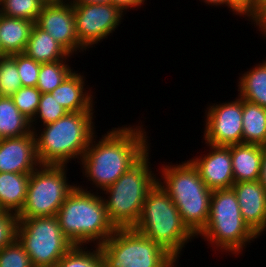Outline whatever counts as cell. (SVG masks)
<instances>
[{
  "label": "cell",
  "mask_w": 266,
  "mask_h": 267,
  "mask_svg": "<svg viewBox=\"0 0 266 267\" xmlns=\"http://www.w3.org/2000/svg\"><path fill=\"white\" fill-rule=\"evenodd\" d=\"M142 126L113 128L97 143L96 134L89 142L79 162L82 174L101 193L149 151L148 136Z\"/></svg>",
  "instance_id": "6da1fadb"
},
{
  "label": "cell",
  "mask_w": 266,
  "mask_h": 267,
  "mask_svg": "<svg viewBox=\"0 0 266 267\" xmlns=\"http://www.w3.org/2000/svg\"><path fill=\"white\" fill-rule=\"evenodd\" d=\"M93 113L68 112L57 121L44 125L40 132L34 131L40 164L67 166L72 159L80 160L95 135Z\"/></svg>",
  "instance_id": "7a4b0ae2"
},
{
  "label": "cell",
  "mask_w": 266,
  "mask_h": 267,
  "mask_svg": "<svg viewBox=\"0 0 266 267\" xmlns=\"http://www.w3.org/2000/svg\"><path fill=\"white\" fill-rule=\"evenodd\" d=\"M76 186L56 214L62 233L73 245H102L115 231L109 221L103 197ZM84 243V244H83Z\"/></svg>",
  "instance_id": "3957f363"
},
{
  "label": "cell",
  "mask_w": 266,
  "mask_h": 267,
  "mask_svg": "<svg viewBox=\"0 0 266 267\" xmlns=\"http://www.w3.org/2000/svg\"><path fill=\"white\" fill-rule=\"evenodd\" d=\"M132 229L153 240L175 260H179L182 248L196 237L183 223L179 210L158 181L146 194Z\"/></svg>",
  "instance_id": "277c9868"
},
{
  "label": "cell",
  "mask_w": 266,
  "mask_h": 267,
  "mask_svg": "<svg viewBox=\"0 0 266 267\" xmlns=\"http://www.w3.org/2000/svg\"><path fill=\"white\" fill-rule=\"evenodd\" d=\"M162 167V178L157 177V181L168 192L183 223L197 236L208 222L212 190L205 185L190 160Z\"/></svg>",
  "instance_id": "5b68a950"
},
{
  "label": "cell",
  "mask_w": 266,
  "mask_h": 267,
  "mask_svg": "<svg viewBox=\"0 0 266 267\" xmlns=\"http://www.w3.org/2000/svg\"><path fill=\"white\" fill-rule=\"evenodd\" d=\"M198 236L206 239L214 249L231 255H239L247 244L258 238L244 222L232 188L212 191L208 222Z\"/></svg>",
  "instance_id": "8992f818"
},
{
  "label": "cell",
  "mask_w": 266,
  "mask_h": 267,
  "mask_svg": "<svg viewBox=\"0 0 266 267\" xmlns=\"http://www.w3.org/2000/svg\"><path fill=\"white\" fill-rule=\"evenodd\" d=\"M149 159L148 151L111 186L103 190L109 195L103 201L108 219L115 228H132L136 224L146 194L157 182L158 176L151 171Z\"/></svg>",
  "instance_id": "52a82bcc"
},
{
  "label": "cell",
  "mask_w": 266,
  "mask_h": 267,
  "mask_svg": "<svg viewBox=\"0 0 266 267\" xmlns=\"http://www.w3.org/2000/svg\"><path fill=\"white\" fill-rule=\"evenodd\" d=\"M104 267H167L175 259L132 228H116L99 246Z\"/></svg>",
  "instance_id": "ba28073f"
},
{
  "label": "cell",
  "mask_w": 266,
  "mask_h": 267,
  "mask_svg": "<svg viewBox=\"0 0 266 267\" xmlns=\"http://www.w3.org/2000/svg\"><path fill=\"white\" fill-rule=\"evenodd\" d=\"M66 165H40L31 174L18 218L56 216L77 184L68 182Z\"/></svg>",
  "instance_id": "9c48e42d"
},
{
  "label": "cell",
  "mask_w": 266,
  "mask_h": 267,
  "mask_svg": "<svg viewBox=\"0 0 266 267\" xmlns=\"http://www.w3.org/2000/svg\"><path fill=\"white\" fill-rule=\"evenodd\" d=\"M17 239L34 267H54L74 246L56 216L19 218Z\"/></svg>",
  "instance_id": "30bf717a"
},
{
  "label": "cell",
  "mask_w": 266,
  "mask_h": 267,
  "mask_svg": "<svg viewBox=\"0 0 266 267\" xmlns=\"http://www.w3.org/2000/svg\"><path fill=\"white\" fill-rule=\"evenodd\" d=\"M73 9L76 34L85 51L108 38L124 19L123 11L113 3L73 4Z\"/></svg>",
  "instance_id": "8fae6325"
},
{
  "label": "cell",
  "mask_w": 266,
  "mask_h": 267,
  "mask_svg": "<svg viewBox=\"0 0 266 267\" xmlns=\"http://www.w3.org/2000/svg\"><path fill=\"white\" fill-rule=\"evenodd\" d=\"M206 112L204 140L217 146H230L242 143L243 99L210 105Z\"/></svg>",
  "instance_id": "7c38bea8"
},
{
  "label": "cell",
  "mask_w": 266,
  "mask_h": 267,
  "mask_svg": "<svg viewBox=\"0 0 266 267\" xmlns=\"http://www.w3.org/2000/svg\"><path fill=\"white\" fill-rule=\"evenodd\" d=\"M67 2V3H66ZM36 24L60 43L71 55L83 51L75 29L73 4L69 1L44 4Z\"/></svg>",
  "instance_id": "4fadbf2b"
},
{
  "label": "cell",
  "mask_w": 266,
  "mask_h": 267,
  "mask_svg": "<svg viewBox=\"0 0 266 267\" xmlns=\"http://www.w3.org/2000/svg\"><path fill=\"white\" fill-rule=\"evenodd\" d=\"M210 147L209 153L190 159L197 168L201 179L212 191L232 188L234 176L229 146H217L205 143Z\"/></svg>",
  "instance_id": "5bb4252c"
},
{
  "label": "cell",
  "mask_w": 266,
  "mask_h": 267,
  "mask_svg": "<svg viewBox=\"0 0 266 267\" xmlns=\"http://www.w3.org/2000/svg\"><path fill=\"white\" fill-rule=\"evenodd\" d=\"M35 134L0 139V172L32 173L40 166Z\"/></svg>",
  "instance_id": "9a60e30c"
},
{
  "label": "cell",
  "mask_w": 266,
  "mask_h": 267,
  "mask_svg": "<svg viewBox=\"0 0 266 267\" xmlns=\"http://www.w3.org/2000/svg\"><path fill=\"white\" fill-rule=\"evenodd\" d=\"M232 189L244 222L260 237L266 230V190L258 180L234 183Z\"/></svg>",
  "instance_id": "2e32d148"
},
{
  "label": "cell",
  "mask_w": 266,
  "mask_h": 267,
  "mask_svg": "<svg viewBox=\"0 0 266 267\" xmlns=\"http://www.w3.org/2000/svg\"><path fill=\"white\" fill-rule=\"evenodd\" d=\"M85 83L82 74L72 71L51 94L68 112L93 111L94 96L84 88Z\"/></svg>",
  "instance_id": "e0dca14e"
},
{
  "label": "cell",
  "mask_w": 266,
  "mask_h": 267,
  "mask_svg": "<svg viewBox=\"0 0 266 267\" xmlns=\"http://www.w3.org/2000/svg\"><path fill=\"white\" fill-rule=\"evenodd\" d=\"M229 147L231 149L234 183L257 181L261 168L262 146L239 143Z\"/></svg>",
  "instance_id": "ac0fdd59"
},
{
  "label": "cell",
  "mask_w": 266,
  "mask_h": 267,
  "mask_svg": "<svg viewBox=\"0 0 266 267\" xmlns=\"http://www.w3.org/2000/svg\"><path fill=\"white\" fill-rule=\"evenodd\" d=\"M29 58L39 63H53L66 60L72 55L45 30L36 23L30 34L26 48L23 52Z\"/></svg>",
  "instance_id": "d6986e66"
},
{
  "label": "cell",
  "mask_w": 266,
  "mask_h": 267,
  "mask_svg": "<svg viewBox=\"0 0 266 267\" xmlns=\"http://www.w3.org/2000/svg\"><path fill=\"white\" fill-rule=\"evenodd\" d=\"M35 22L0 14V43L6 55L23 53Z\"/></svg>",
  "instance_id": "ffe728a7"
},
{
  "label": "cell",
  "mask_w": 266,
  "mask_h": 267,
  "mask_svg": "<svg viewBox=\"0 0 266 267\" xmlns=\"http://www.w3.org/2000/svg\"><path fill=\"white\" fill-rule=\"evenodd\" d=\"M31 173L0 172V209L19 213L25 203Z\"/></svg>",
  "instance_id": "44dd1931"
},
{
  "label": "cell",
  "mask_w": 266,
  "mask_h": 267,
  "mask_svg": "<svg viewBox=\"0 0 266 267\" xmlns=\"http://www.w3.org/2000/svg\"><path fill=\"white\" fill-rule=\"evenodd\" d=\"M242 143L266 145V108L243 99Z\"/></svg>",
  "instance_id": "7402d4cb"
},
{
  "label": "cell",
  "mask_w": 266,
  "mask_h": 267,
  "mask_svg": "<svg viewBox=\"0 0 266 267\" xmlns=\"http://www.w3.org/2000/svg\"><path fill=\"white\" fill-rule=\"evenodd\" d=\"M31 132L30 120L18 110L12 98L0 96V139L20 137Z\"/></svg>",
  "instance_id": "603a6c76"
},
{
  "label": "cell",
  "mask_w": 266,
  "mask_h": 267,
  "mask_svg": "<svg viewBox=\"0 0 266 267\" xmlns=\"http://www.w3.org/2000/svg\"><path fill=\"white\" fill-rule=\"evenodd\" d=\"M239 77V97L266 108V61Z\"/></svg>",
  "instance_id": "cb8c5ba5"
},
{
  "label": "cell",
  "mask_w": 266,
  "mask_h": 267,
  "mask_svg": "<svg viewBox=\"0 0 266 267\" xmlns=\"http://www.w3.org/2000/svg\"><path fill=\"white\" fill-rule=\"evenodd\" d=\"M66 61L68 60L41 63L36 88L42 94L51 93L73 71Z\"/></svg>",
  "instance_id": "d4e9b609"
},
{
  "label": "cell",
  "mask_w": 266,
  "mask_h": 267,
  "mask_svg": "<svg viewBox=\"0 0 266 267\" xmlns=\"http://www.w3.org/2000/svg\"><path fill=\"white\" fill-rule=\"evenodd\" d=\"M95 248L91 251L87 246L74 245L54 267H104L100 248L97 245Z\"/></svg>",
  "instance_id": "484cf974"
},
{
  "label": "cell",
  "mask_w": 266,
  "mask_h": 267,
  "mask_svg": "<svg viewBox=\"0 0 266 267\" xmlns=\"http://www.w3.org/2000/svg\"><path fill=\"white\" fill-rule=\"evenodd\" d=\"M44 4L41 0H0V14L36 23Z\"/></svg>",
  "instance_id": "4316f807"
},
{
  "label": "cell",
  "mask_w": 266,
  "mask_h": 267,
  "mask_svg": "<svg viewBox=\"0 0 266 267\" xmlns=\"http://www.w3.org/2000/svg\"><path fill=\"white\" fill-rule=\"evenodd\" d=\"M22 87L16 54L0 58V96L11 97Z\"/></svg>",
  "instance_id": "83f0119b"
},
{
  "label": "cell",
  "mask_w": 266,
  "mask_h": 267,
  "mask_svg": "<svg viewBox=\"0 0 266 267\" xmlns=\"http://www.w3.org/2000/svg\"><path fill=\"white\" fill-rule=\"evenodd\" d=\"M67 113L68 111L62 105L58 104L51 93H43L39 101L37 112L34 118L30 121L32 131H36L34 125L38 122V118H40L39 122L42 121L40 123H43L42 126H44L57 121Z\"/></svg>",
  "instance_id": "f1b7e54d"
},
{
  "label": "cell",
  "mask_w": 266,
  "mask_h": 267,
  "mask_svg": "<svg viewBox=\"0 0 266 267\" xmlns=\"http://www.w3.org/2000/svg\"><path fill=\"white\" fill-rule=\"evenodd\" d=\"M42 93L36 87H21L11 96L18 110L30 121L34 118Z\"/></svg>",
  "instance_id": "f546056e"
},
{
  "label": "cell",
  "mask_w": 266,
  "mask_h": 267,
  "mask_svg": "<svg viewBox=\"0 0 266 267\" xmlns=\"http://www.w3.org/2000/svg\"><path fill=\"white\" fill-rule=\"evenodd\" d=\"M0 267H34L22 244L16 239L0 250Z\"/></svg>",
  "instance_id": "4dcf8cb0"
},
{
  "label": "cell",
  "mask_w": 266,
  "mask_h": 267,
  "mask_svg": "<svg viewBox=\"0 0 266 267\" xmlns=\"http://www.w3.org/2000/svg\"><path fill=\"white\" fill-rule=\"evenodd\" d=\"M16 64L22 87H36L41 63L29 58L24 53L16 54Z\"/></svg>",
  "instance_id": "1f68e13d"
},
{
  "label": "cell",
  "mask_w": 266,
  "mask_h": 267,
  "mask_svg": "<svg viewBox=\"0 0 266 267\" xmlns=\"http://www.w3.org/2000/svg\"><path fill=\"white\" fill-rule=\"evenodd\" d=\"M18 214L10 211L0 213V250L17 239Z\"/></svg>",
  "instance_id": "d6a6232c"
},
{
  "label": "cell",
  "mask_w": 266,
  "mask_h": 267,
  "mask_svg": "<svg viewBox=\"0 0 266 267\" xmlns=\"http://www.w3.org/2000/svg\"><path fill=\"white\" fill-rule=\"evenodd\" d=\"M260 0H227V6L236 15L249 19L256 13Z\"/></svg>",
  "instance_id": "836d02e7"
},
{
  "label": "cell",
  "mask_w": 266,
  "mask_h": 267,
  "mask_svg": "<svg viewBox=\"0 0 266 267\" xmlns=\"http://www.w3.org/2000/svg\"><path fill=\"white\" fill-rule=\"evenodd\" d=\"M247 20H251L259 29L261 34L266 35V0H260L256 13ZM266 37V36H265Z\"/></svg>",
  "instance_id": "e575fe53"
},
{
  "label": "cell",
  "mask_w": 266,
  "mask_h": 267,
  "mask_svg": "<svg viewBox=\"0 0 266 267\" xmlns=\"http://www.w3.org/2000/svg\"><path fill=\"white\" fill-rule=\"evenodd\" d=\"M146 0H112V3L120 8L123 12L127 11L129 8L130 10L140 6H142V4H144Z\"/></svg>",
  "instance_id": "d590c367"
},
{
  "label": "cell",
  "mask_w": 266,
  "mask_h": 267,
  "mask_svg": "<svg viewBox=\"0 0 266 267\" xmlns=\"http://www.w3.org/2000/svg\"><path fill=\"white\" fill-rule=\"evenodd\" d=\"M258 182L266 190V145L262 146V161Z\"/></svg>",
  "instance_id": "8d00e7d4"
},
{
  "label": "cell",
  "mask_w": 266,
  "mask_h": 267,
  "mask_svg": "<svg viewBox=\"0 0 266 267\" xmlns=\"http://www.w3.org/2000/svg\"><path fill=\"white\" fill-rule=\"evenodd\" d=\"M71 2L72 4H111L112 0H66Z\"/></svg>",
  "instance_id": "74e56055"
},
{
  "label": "cell",
  "mask_w": 266,
  "mask_h": 267,
  "mask_svg": "<svg viewBox=\"0 0 266 267\" xmlns=\"http://www.w3.org/2000/svg\"><path fill=\"white\" fill-rule=\"evenodd\" d=\"M202 1L212 6H221L224 4L225 6H227V0H202Z\"/></svg>",
  "instance_id": "f35d334b"
},
{
  "label": "cell",
  "mask_w": 266,
  "mask_h": 267,
  "mask_svg": "<svg viewBox=\"0 0 266 267\" xmlns=\"http://www.w3.org/2000/svg\"><path fill=\"white\" fill-rule=\"evenodd\" d=\"M41 1L44 2L45 4H49V3H59L64 0H41Z\"/></svg>",
  "instance_id": "ab89813d"
},
{
  "label": "cell",
  "mask_w": 266,
  "mask_h": 267,
  "mask_svg": "<svg viewBox=\"0 0 266 267\" xmlns=\"http://www.w3.org/2000/svg\"><path fill=\"white\" fill-rule=\"evenodd\" d=\"M5 56H7V55L3 52V48H2V45L0 43V58L5 57Z\"/></svg>",
  "instance_id": "60d3db41"
},
{
  "label": "cell",
  "mask_w": 266,
  "mask_h": 267,
  "mask_svg": "<svg viewBox=\"0 0 266 267\" xmlns=\"http://www.w3.org/2000/svg\"><path fill=\"white\" fill-rule=\"evenodd\" d=\"M176 262H178V261L177 260H174L167 267H175V265H177Z\"/></svg>",
  "instance_id": "b9f144b4"
}]
</instances>
